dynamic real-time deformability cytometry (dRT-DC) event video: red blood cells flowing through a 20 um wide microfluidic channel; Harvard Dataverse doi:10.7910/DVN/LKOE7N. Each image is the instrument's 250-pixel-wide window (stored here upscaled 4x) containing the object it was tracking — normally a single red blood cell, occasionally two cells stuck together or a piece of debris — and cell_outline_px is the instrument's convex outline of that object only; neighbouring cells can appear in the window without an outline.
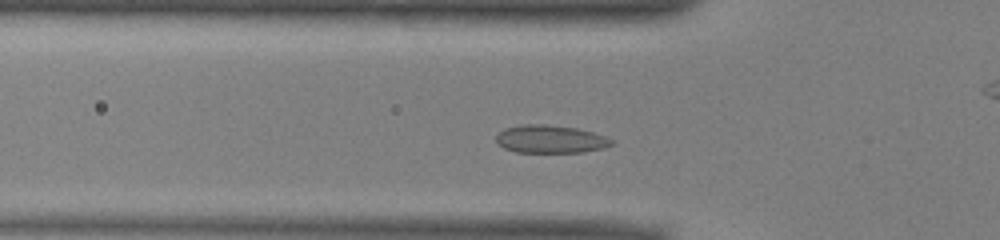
{"species": "common noctule bat (a hibernating species)", "species_latin": "Nyctalus noctula", "temperature_condition": "warm", "stored_images_in_passage": 43, "camera_frame_rate_fps": 3000, "um_per_image_px": 0.085, "animal": {"sex": "male", "body_mass_g": 13.0, "forearm_length_mm": 53.1}, "frame": {"image": 1, "passage_image": 8, "time_ms": 2.333, "image_size_px": [1000, 240], "cell_outline_px": [[616, 144], [604, 148], [584, 152], [516, 152], [504, 148], [496, 140], [496, 136], [504, 128], [524, 124], [544, 124], [576, 128], [592, 132], [616, 140]], "centroid_in_image_um": [46.84, 11.83], "position_along_channel_um": 79.0, "area_um2": 18.84}}
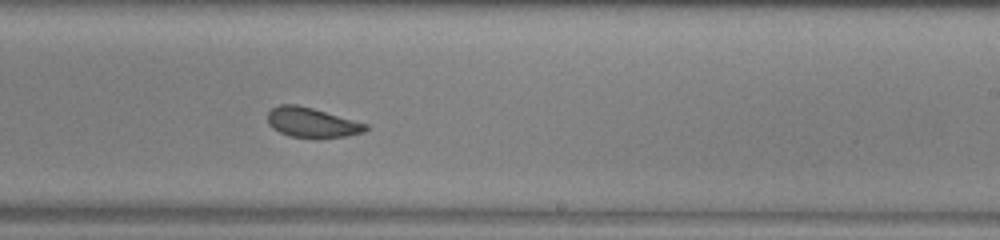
{"frame": {"image": 2, "passage_image": 22, "time_ms": 7.0, "image_size_px": [1000, 240], "cell_outline_px": [[368, 128], [364, 132], [348, 136], [288, 136], [272, 128], [268, 124], [268, 112], [272, 108], [280, 104], [296, 104], [312, 108], [368, 124]], "centroid_in_image_um": [26.49, 10.39], "position_along_channel_um": 262.5, "area_um2": 16.59}}
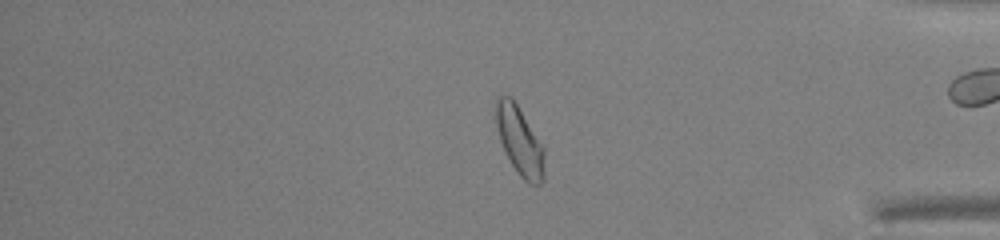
{"frame": {"image": 3, "passage_image": 34, "time_ms": 11.0, "image_size_px": [1000, 240], "cell_outline_px": [[544, 180], [540, 184], [528, 184], [520, 176], [512, 164], [500, 140], [496, 124], [496, 96], [512, 96], [544, 148]], "centroid_in_image_um": [44.18, 11.97], "position_along_channel_um": 391.0, "area_um2": 19.13}, "authors_computed_cell_mechanics": {"area_um2": 18.3804, "velocity_mm_per_s": 3.9386, "shape_relaxation_time_tau1_ms": 4.8452, "shape_relaxation_time_tau2_ms": 0.59, "deformation_change_tau1": 0.1228, "deformation_change_tau2": 0.0334}}